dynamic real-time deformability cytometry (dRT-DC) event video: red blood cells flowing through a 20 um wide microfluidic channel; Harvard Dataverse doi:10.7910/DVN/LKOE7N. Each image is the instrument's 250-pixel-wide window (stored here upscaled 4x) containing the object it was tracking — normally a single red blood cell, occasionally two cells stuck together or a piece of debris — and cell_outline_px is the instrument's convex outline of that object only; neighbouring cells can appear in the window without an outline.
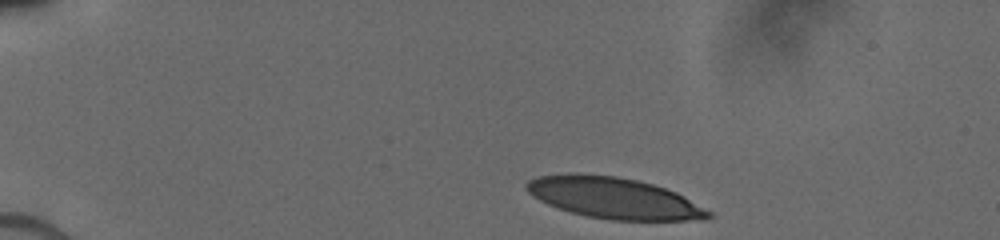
{"species": "human", "species_latin": "Homo sapiens", "temperature_condition": "cold", "stored_images_in_passage": 35, "camera_frame_rate_fps": 3000, "um_per_image_px": 0.085, "donor": {"sex": "male"}, "frame": {"image": 1, "passage_image": 1, "time_ms": 0.0, "image_size_px": [1000, 240], "cell_outline_px": [[716, 216], [704, 220], [612, 220], [588, 216], [572, 212], [548, 204], [532, 196], [524, 188], [524, 184], [528, 180], [536, 176], [568, 172], [572, 172], [616, 176], [636, 180], [652, 184], [676, 192], [684, 196], [712, 212]], "centroid_in_image_um": [52.17, 16.81], "position_along_channel_um": 32.8, "area_um2": 43.87}}
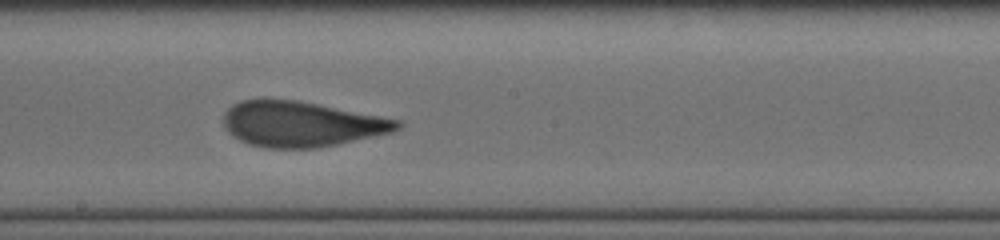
{"frame": {"image": 2, "passage_image": 20, "time_ms": 6.667, "image_size_px": [1000, 240], "cell_outline_px": [[404, 124], [400, 128], [392, 132], [336, 144], [316, 148], [268, 148], [248, 144], [232, 136], [224, 128], [224, 112], [232, 104], [240, 100], [264, 96], [300, 100], [400, 120]], "centroid_in_image_um": [25.54, 10.5], "position_along_channel_um": 222.7, "area_um2": 46.7}}
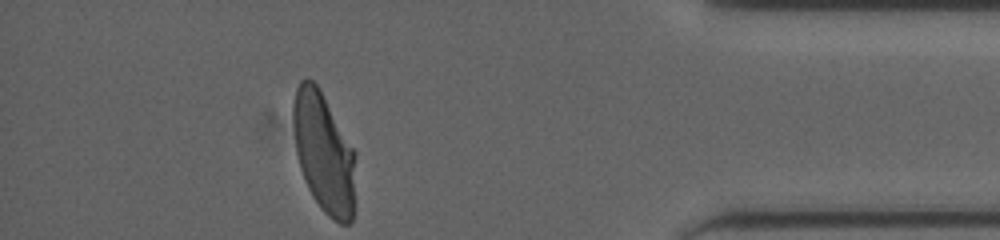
{"frame": {"image": 3, "passage_image": 35, "time_ms": 12.0, "image_size_px": [1000, 240], "cell_outline_px": [[356, 208], [352, 220], [348, 224], [340, 224], [328, 216], [320, 208], [312, 196], [308, 188], [300, 168], [296, 152], [292, 124], [292, 104], [296, 88], [300, 80], [312, 80], [320, 88], [356, 152]], "centroid_in_image_um": [27.56, 13.02], "position_along_channel_um": 407.6, "area_um2": 44.8}}